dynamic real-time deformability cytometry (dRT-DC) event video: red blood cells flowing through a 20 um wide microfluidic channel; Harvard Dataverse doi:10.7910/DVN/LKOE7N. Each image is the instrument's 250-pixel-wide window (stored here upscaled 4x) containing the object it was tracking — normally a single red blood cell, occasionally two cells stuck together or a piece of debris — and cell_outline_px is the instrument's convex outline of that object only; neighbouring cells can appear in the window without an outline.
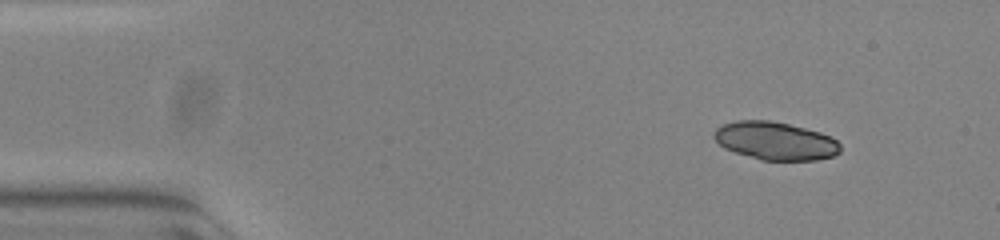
{"species": "common noctule bat (a hibernating species)", "species_latin": "Nyctalus noctula", "temperature_condition": "warm", "stored_images_in_passage": 49, "camera_frame_rate_fps": 3000, "um_per_image_px": 0.085, "animal": {"sex": "female", "body_mass_g": 23.0, "forearm_length_mm": 53.4}, "frame": {"image": 1, "passage_image": 1, "time_ms": 0.0, "image_size_px": [1000, 240], "cell_outline_px": [[840, 152], [832, 156], [816, 160], [760, 160], [724, 148], [712, 136], [712, 132], [720, 124], [736, 120], [768, 120], [788, 124], [820, 132], [832, 136], [840, 144]], "centroid_in_image_um": [65.88, 11.96], "position_along_channel_um": 19.1, "area_um2": 28.09}}
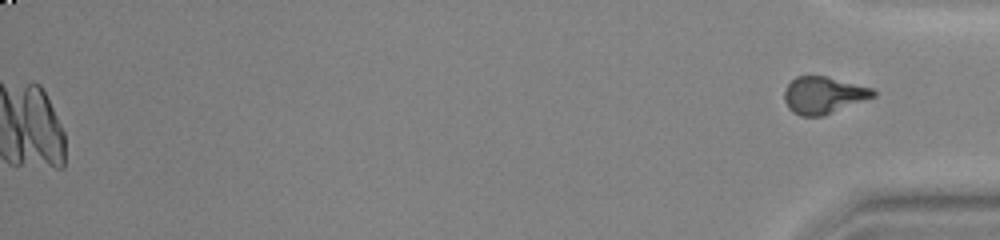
{"frame": {"image": 2, "passage_image": 49, "time_ms": 16.0, "image_size_px": [1000, 240], "cell_outline_px": [[876, 96], [824, 116], [800, 116], [792, 112], [788, 108], [784, 100], [784, 92], [788, 84], [796, 76], [828, 76], [872, 88], [876, 92]], "centroid_in_image_um": [69.99, 8.09], "position_along_channel_um": 365.2, "area_um2": 19.31}, "authors_computed_cell_mechanics": {"area_um2": 29.4202, "velocity_mm_per_s": 3.8376, "shape_relaxation_time_tau1_ms": 1.4326, "shape_relaxation_time_tau2_ms": 2.6206, "deformation_change_tau1": 0.2835, "deformation_change_tau2": 0.0656}}